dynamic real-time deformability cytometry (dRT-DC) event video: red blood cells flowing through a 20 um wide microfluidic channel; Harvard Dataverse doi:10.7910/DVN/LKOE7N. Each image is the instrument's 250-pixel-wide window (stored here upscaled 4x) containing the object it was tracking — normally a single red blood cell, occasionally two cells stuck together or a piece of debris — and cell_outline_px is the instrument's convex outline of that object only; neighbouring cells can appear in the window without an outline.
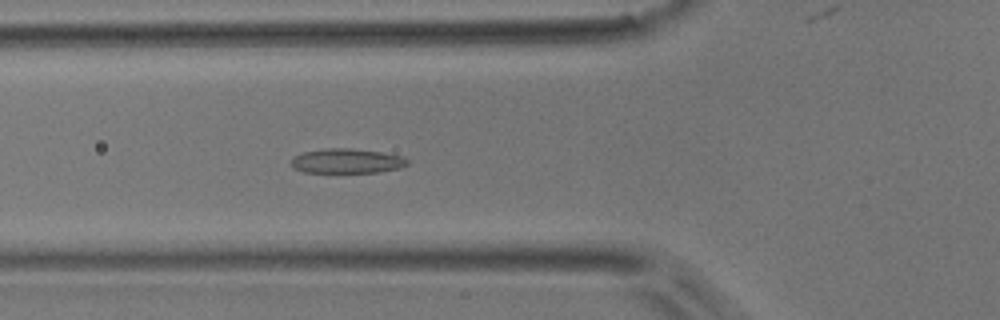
{"species": "common noctule bat (a hibernating species)", "species_latin": "Nyctalus noctula", "temperature_condition": "room temperature", "stored_images_in_passage": 49, "camera_frame_rate_fps": 3000, "um_per_image_px": 0.085, "animal": {"sex": "male", "body_mass_g": 17.9}, "frame": {"image": 1, "passage_image": 17, "time_ms": 5.333, "image_size_px": [1000, 320], "cell_outline_px": [[408, 164], [400, 168], [380, 172], [304, 172], [292, 168], [292, 156], [304, 152], [324, 148], [348, 148], [380, 152], [404, 156], [408, 160]], "centroid_in_image_um": [29.48, 13.68], "position_along_channel_um": 96.3, "area_um2": 16.7}}
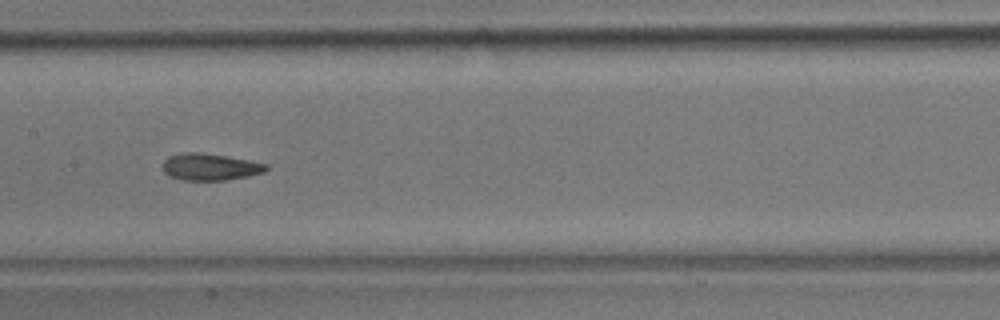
{"frame": {"image": 2, "passage_image": 24, "time_ms": 7.667, "image_size_px": [1000, 320], "cell_outline_px": [[268, 168], [264, 172], [248, 176], [224, 180], [180, 180], [168, 176], [164, 172], [164, 160], [168, 156], [180, 152], [196, 152], [224, 156], [248, 160], [268, 164]], "centroid_in_image_um": [17.82, 14.19], "position_along_channel_um": 189.6, "area_um2": 16.13}}
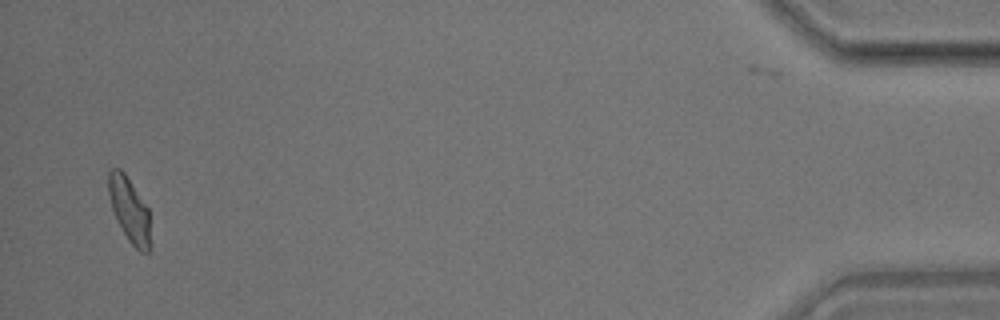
{"frame": {"image": 3, "passage_image": 48, "time_ms": 15.667, "image_size_px": [1000, 320], "cell_outline_px": [[148, 252], [140, 252], [128, 240], [116, 220], [112, 208], [108, 192], [108, 172], [112, 168], [120, 168], [124, 172], [148, 208]], "centroid_in_image_um": [10.95, 17.78], "position_along_channel_um": 424.3, "area_um2": 15.32}, "authors_computed_cell_mechanics": {"area_um2": 16.2996, "velocity_mm_per_s": 3.9799, "shape_relaxation_time_tau1_ms": 5.4723, "shape_relaxation_time_tau2_ms": 1.6758, "deformation_change_tau1": 0.1502, "deformation_change_tau2": 0.0627}}